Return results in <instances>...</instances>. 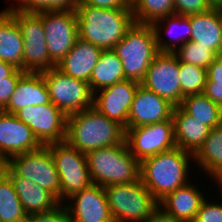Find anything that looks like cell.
<instances>
[{"label":"cell","mask_w":222,"mask_h":222,"mask_svg":"<svg viewBox=\"0 0 222 222\" xmlns=\"http://www.w3.org/2000/svg\"><path fill=\"white\" fill-rule=\"evenodd\" d=\"M172 118L176 147L194 155L207 138L210 128L186 113L180 106L174 107Z\"/></svg>","instance_id":"cell-22"},{"label":"cell","mask_w":222,"mask_h":222,"mask_svg":"<svg viewBox=\"0 0 222 222\" xmlns=\"http://www.w3.org/2000/svg\"><path fill=\"white\" fill-rule=\"evenodd\" d=\"M206 172L222 185V124L210 129L199 150L193 155Z\"/></svg>","instance_id":"cell-27"},{"label":"cell","mask_w":222,"mask_h":222,"mask_svg":"<svg viewBox=\"0 0 222 222\" xmlns=\"http://www.w3.org/2000/svg\"><path fill=\"white\" fill-rule=\"evenodd\" d=\"M79 39L102 50L113 49L133 25L131 8H97L78 5L76 8Z\"/></svg>","instance_id":"cell-2"},{"label":"cell","mask_w":222,"mask_h":222,"mask_svg":"<svg viewBox=\"0 0 222 222\" xmlns=\"http://www.w3.org/2000/svg\"><path fill=\"white\" fill-rule=\"evenodd\" d=\"M166 19L169 22V23H167V26H168L167 29H166L167 31L171 32V30H173V28L175 29L176 26H178V27L182 26L181 29H185L184 32H185L186 35L184 34L183 35L184 37L183 36L180 37V35H179L180 38L176 37L177 38L176 41L175 42L173 41L171 43L170 42L169 43L165 42V40L161 41V39H160L161 34H160V31L158 30L159 29V23L158 22H161V21L163 22V20L167 21ZM152 27L154 28V31H155L156 43H157V47H158L159 52H174V50L176 49L175 47L177 46V44H176L177 40L180 41V39H184L182 44H180V46H181L184 43H187L188 41H190V38H191V33H192L191 32V24H190V19L187 16L177 15V14H172V15H169V16H165L164 18H161V19L155 21L152 24ZM173 32H175V31H173Z\"/></svg>","instance_id":"cell-33"},{"label":"cell","mask_w":222,"mask_h":222,"mask_svg":"<svg viewBox=\"0 0 222 222\" xmlns=\"http://www.w3.org/2000/svg\"><path fill=\"white\" fill-rule=\"evenodd\" d=\"M53 157L60 179V202L93 184L85 153L66 141L46 145ZM64 197V198H63Z\"/></svg>","instance_id":"cell-9"},{"label":"cell","mask_w":222,"mask_h":222,"mask_svg":"<svg viewBox=\"0 0 222 222\" xmlns=\"http://www.w3.org/2000/svg\"><path fill=\"white\" fill-rule=\"evenodd\" d=\"M203 93L222 108V84H215L207 78Z\"/></svg>","instance_id":"cell-40"},{"label":"cell","mask_w":222,"mask_h":222,"mask_svg":"<svg viewBox=\"0 0 222 222\" xmlns=\"http://www.w3.org/2000/svg\"><path fill=\"white\" fill-rule=\"evenodd\" d=\"M140 83L124 80L104 89L100 94H94L93 107L110 120L128 128V115Z\"/></svg>","instance_id":"cell-15"},{"label":"cell","mask_w":222,"mask_h":222,"mask_svg":"<svg viewBox=\"0 0 222 222\" xmlns=\"http://www.w3.org/2000/svg\"><path fill=\"white\" fill-rule=\"evenodd\" d=\"M140 84L166 99L174 107L180 106L179 61L175 54L173 52H159L149 65Z\"/></svg>","instance_id":"cell-14"},{"label":"cell","mask_w":222,"mask_h":222,"mask_svg":"<svg viewBox=\"0 0 222 222\" xmlns=\"http://www.w3.org/2000/svg\"><path fill=\"white\" fill-rule=\"evenodd\" d=\"M126 143L139 161L176 147L173 118L162 122L126 129Z\"/></svg>","instance_id":"cell-13"},{"label":"cell","mask_w":222,"mask_h":222,"mask_svg":"<svg viewBox=\"0 0 222 222\" xmlns=\"http://www.w3.org/2000/svg\"><path fill=\"white\" fill-rule=\"evenodd\" d=\"M21 5L15 10L24 13H39L42 11L76 10L79 0H19Z\"/></svg>","instance_id":"cell-34"},{"label":"cell","mask_w":222,"mask_h":222,"mask_svg":"<svg viewBox=\"0 0 222 222\" xmlns=\"http://www.w3.org/2000/svg\"><path fill=\"white\" fill-rule=\"evenodd\" d=\"M197 187L187 183L178 187L173 192L167 194L159 201L161 209L176 218L180 222H193L200 208L202 201L205 199Z\"/></svg>","instance_id":"cell-23"},{"label":"cell","mask_w":222,"mask_h":222,"mask_svg":"<svg viewBox=\"0 0 222 222\" xmlns=\"http://www.w3.org/2000/svg\"><path fill=\"white\" fill-rule=\"evenodd\" d=\"M78 5H89L97 8H131V0H79Z\"/></svg>","instance_id":"cell-39"},{"label":"cell","mask_w":222,"mask_h":222,"mask_svg":"<svg viewBox=\"0 0 222 222\" xmlns=\"http://www.w3.org/2000/svg\"><path fill=\"white\" fill-rule=\"evenodd\" d=\"M43 145L35 137L32 129L14 114L0 113V162L10 157L38 150Z\"/></svg>","instance_id":"cell-16"},{"label":"cell","mask_w":222,"mask_h":222,"mask_svg":"<svg viewBox=\"0 0 222 222\" xmlns=\"http://www.w3.org/2000/svg\"><path fill=\"white\" fill-rule=\"evenodd\" d=\"M41 74L44 77L50 101L66 115L93 107L94 94L88 82L65 75L56 67Z\"/></svg>","instance_id":"cell-10"},{"label":"cell","mask_w":222,"mask_h":222,"mask_svg":"<svg viewBox=\"0 0 222 222\" xmlns=\"http://www.w3.org/2000/svg\"><path fill=\"white\" fill-rule=\"evenodd\" d=\"M93 184L103 188L140 180V162L131 154L126 140L112 147H102L86 154Z\"/></svg>","instance_id":"cell-4"},{"label":"cell","mask_w":222,"mask_h":222,"mask_svg":"<svg viewBox=\"0 0 222 222\" xmlns=\"http://www.w3.org/2000/svg\"><path fill=\"white\" fill-rule=\"evenodd\" d=\"M24 40L14 17L7 11L0 12V60L23 70Z\"/></svg>","instance_id":"cell-24"},{"label":"cell","mask_w":222,"mask_h":222,"mask_svg":"<svg viewBox=\"0 0 222 222\" xmlns=\"http://www.w3.org/2000/svg\"><path fill=\"white\" fill-rule=\"evenodd\" d=\"M145 222H180L173 216L165 213L160 207H158Z\"/></svg>","instance_id":"cell-42"},{"label":"cell","mask_w":222,"mask_h":222,"mask_svg":"<svg viewBox=\"0 0 222 222\" xmlns=\"http://www.w3.org/2000/svg\"><path fill=\"white\" fill-rule=\"evenodd\" d=\"M9 177L27 215L47 212L60 204L51 192L36 183L20 176Z\"/></svg>","instance_id":"cell-25"},{"label":"cell","mask_w":222,"mask_h":222,"mask_svg":"<svg viewBox=\"0 0 222 222\" xmlns=\"http://www.w3.org/2000/svg\"><path fill=\"white\" fill-rule=\"evenodd\" d=\"M111 216L115 222H145L159 202L141 180L104 187Z\"/></svg>","instance_id":"cell-6"},{"label":"cell","mask_w":222,"mask_h":222,"mask_svg":"<svg viewBox=\"0 0 222 222\" xmlns=\"http://www.w3.org/2000/svg\"><path fill=\"white\" fill-rule=\"evenodd\" d=\"M113 50L122 62L125 79L141 83L159 53L154 28L148 24L133 23Z\"/></svg>","instance_id":"cell-5"},{"label":"cell","mask_w":222,"mask_h":222,"mask_svg":"<svg viewBox=\"0 0 222 222\" xmlns=\"http://www.w3.org/2000/svg\"><path fill=\"white\" fill-rule=\"evenodd\" d=\"M42 24L50 59L56 66L79 39L77 12L42 11Z\"/></svg>","instance_id":"cell-11"},{"label":"cell","mask_w":222,"mask_h":222,"mask_svg":"<svg viewBox=\"0 0 222 222\" xmlns=\"http://www.w3.org/2000/svg\"><path fill=\"white\" fill-rule=\"evenodd\" d=\"M17 68L6 61L0 60V80H7Z\"/></svg>","instance_id":"cell-43"},{"label":"cell","mask_w":222,"mask_h":222,"mask_svg":"<svg viewBox=\"0 0 222 222\" xmlns=\"http://www.w3.org/2000/svg\"><path fill=\"white\" fill-rule=\"evenodd\" d=\"M193 154L175 147L140 162V180L159 202L188 183L189 157Z\"/></svg>","instance_id":"cell-3"},{"label":"cell","mask_w":222,"mask_h":222,"mask_svg":"<svg viewBox=\"0 0 222 222\" xmlns=\"http://www.w3.org/2000/svg\"><path fill=\"white\" fill-rule=\"evenodd\" d=\"M26 222H71V221L66 206L62 207V204L60 203L54 209L49 210L47 212L28 215Z\"/></svg>","instance_id":"cell-36"},{"label":"cell","mask_w":222,"mask_h":222,"mask_svg":"<svg viewBox=\"0 0 222 222\" xmlns=\"http://www.w3.org/2000/svg\"><path fill=\"white\" fill-rule=\"evenodd\" d=\"M207 77L215 84H222V55H219L207 68Z\"/></svg>","instance_id":"cell-41"},{"label":"cell","mask_w":222,"mask_h":222,"mask_svg":"<svg viewBox=\"0 0 222 222\" xmlns=\"http://www.w3.org/2000/svg\"><path fill=\"white\" fill-rule=\"evenodd\" d=\"M102 49L92 43L78 39L68 54L56 68L65 75L89 83L93 68L96 66Z\"/></svg>","instance_id":"cell-21"},{"label":"cell","mask_w":222,"mask_h":222,"mask_svg":"<svg viewBox=\"0 0 222 222\" xmlns=\"http://www.w3.org/2000/svg\"><path fill=\"white\" fill-rule=\"evenodd\" d=\"M51 103L49 92L41 73L25 72L18 80L4 112L15 114L29 105Z\"/></svg>","instance_id":"cell-19"},{"label":"cell","mask_w":222,"mask_h":222,"mask_svg":"<svg viewBox=\"0 0 222 222\" xmlns=\"http://www.w3.org/2000/svg\"><path fill=\"white\" fill-rule=\"evenodd\" d=\"M14 115L32 129L43 146L65 141L67 115L52 102L25 106Z\"/></svg>","instance_id":"cell-12"},{"label":"cell","mask_w":222,"mask_h":222,"mask_svg":"<svg viewBox=\"0 0 222 222\" xmlns=\"http://www.w3.org/2000/svg\"><path fill=\"white\" fill-rule=\"evenodd\" d=\"M193 222H222V205L204 199Z\"/></svg>","instance_id":"cell-37"},{"label":"cell","mask_w":222,"mask_h":222,"mask_svg":"<svg viewBox=\"0 0 222 222\" xmlns=\"http://www.w3.org/2000/svg\"><path fill=\"white\" fill-rule=\"evenodd\" d=\"M134 23L152 25L174 14V0H131Z\"/></svg>","instance_id":"cell-30"},{"label":"cell","mask_w":222,"mask_h":222,"mask_svg":"<svg viewBox=\"0 0 222 222\" xmlns=\"http://www.w3.org/2000/svg\"><path fill=\"white\" fill-rule=\"evenodd\" d=\"M207 0H174V14L190 16L210 10Z\"/></svg>","instance_id":"cell-35"},{"label":"cell","mask_w":222,"mask_h":222,"mask_svg":"<svg viewBox=\"0 0 222 222\" xmlns=\"http://www.w3.org/2000/svg\"><path fill=\"white\" fill-rule=\"evenodd\" d=\"M24 73L23 70L16 69L9 77H7V80H0V107L2 110L8 105L16 84Z\"/></svg>","instance_id":"cell-38"},{"label":"cell","mask_w":222,"mask_h":222,"mask_svg":"<svg viewBox=\"0 0 222 222\" xmlns=\"http://www.w3.org/2000/svg\"><path fill=\"white\" fill-rule=\"evenodd\" d=\"M125 137L126 130L122 125L94 107L67 115L65 141L82 153L119 145Z\"/></svg>","instance_id":"cell-1"},{"label":"cell","mask_w":222,"mask_h":222,"mask_svg":"<svg viewBox=\"0 0 222 222\" xmlns=\"http://www.w3.org/2000/svg\"><path fill=\"white\" fill-rule=\"evenodd\" d=\"M177 51V52H176ZM178 61L193 64L207 69L210 64L218 57V55L199 43L188 41L179 46V49L173 52Z\"/></svg>","instance_id":"cell-32"},{"label":"cell","mask_w":222,"mask_h":222,"mask_svg":"<svg viewBox=\"0 0 222 222\" xmlns=\"http://www.w3.org/2000/svg\"><path fill=\"white\" fill-rule=\"evenodd\" d=\"M22 203L15 191L10 177L0 169V221L1 222H26Z\"/></svg>","instance_id":"cell-29"},{"label":"cell","mask_w":222,"mask_h":222,"mask_svg":"<svg viewBox=\"0 0 222 222\" xmlns=\"http://www.w3.org/2000/svg\"><path fill=\"white\" fill-rule=\"evenodd\" d=\"M174 106L139 84L128 115V128L150 125L172 118Z\"/></svg>","instance_id":"cell-18"},{"label":"cell","mask_w":222,"mask_h":222,"mask_svg":"<svg viewBox=\"0 0 222 222\" xmlns=\"http://www.w3.org/2000/svg\"><path fill=\"white\" fill-rule=\"evenodd\" d=\"M211 8L222 9V0H207Z\"/></svg>","instance_id":"cell-44"},{"label":"cell","mask_w":222,"mask_h":222,"mask_svg":"<svg viewBox=\"0 0 222 222\" xmlns=\"http://www.w3.org/2000/svg\"><path fill=\"white\" fill-rule=\"evenodd\" d=\"M69 199L74 200L66 206L71 222H115L102 186L92 184Z\"/></svg>","instance_id":"cell-17"},{"label":"cell","mask_w":222,"mask_h":222,"mask_svg":"<svg viewBox=\"0 0 222 222\" xmlns=\"http://www.w3.org/2000/svg\"><path fill=\"white\" fill-rule=\"evenodd\" d=\"M124 80L126 79L122 62L116 52L113 49L102 50L89 79L93 94L97 93L95 90L98 88L104 89Z\"/></svg>","instance_id":"cell-26"},{"label":"cell","mask_w":222,"mask_h":222,"mask_svg":"<svg viewBox=\"0 0 222 222\" xmlns=\"http://www.w3.org/2000/svg\"><path fill=\"white\" fill-rule=\"evenodd\" d=\"M8 176L26 178L51 192L60 201V179L47 146L15 155L1 165Z\"/></svg>","instance_id":"cell-7"},{"label":"cell","mask_w":222,"mask_h":222,"mask_svg":"<svg viewBox=\"0 0 222 222\" xmlns=\"http://www.w3.org/2000/svg\"><path fill=\"white\" fill-rule=\"evenodd\" d=\"M18 23L23 40V71L42 73L56 66L51 62L44 27L42 12L24 13L14 7L6 9Z\"/></svg>","instance_id":"cell-8"},{"label":"cell","mask_w":222,"mask_h":222,"mask_svg":"<svg viewBox=\"0 0 222 222\" xmlns=\"http://www.w3.org/2000/svg\"><path fill=\"white\" fill-rule=\"evenodd\" d=\"M207 78V69L179 61L181 102L186 96L202 94Z\"/></svg>","instance_id":"cell-31"},{"label":"cell","mask_w":222,"mask_h":222,"mask_svg":"<svg viewBox=\"0 0 222 222\" xmlns=\"http://www.w3.org/2000/svg\"><path fill=\"white\" fill-rule=\"evenodd\" d=\"M180 107L210 129L222 124V108L204 93L184 97Z\"/></svg>","instance_id":"cell-28"},{"label":"cell","mask_w":222,"mask_h":222,"mask_svg":"<svg viewBox=\"0 0 222 222\" xmlns=\"http://www.w3.org/2000/svg\"><path fill=\"white\" fill-rule=\"evenodd\" d=\"M191 24L190 41L199 43L218 56L222 54V9L210 10L187 16Z\"/></svg>","instance_id":"cell-20"}]
</instances>
